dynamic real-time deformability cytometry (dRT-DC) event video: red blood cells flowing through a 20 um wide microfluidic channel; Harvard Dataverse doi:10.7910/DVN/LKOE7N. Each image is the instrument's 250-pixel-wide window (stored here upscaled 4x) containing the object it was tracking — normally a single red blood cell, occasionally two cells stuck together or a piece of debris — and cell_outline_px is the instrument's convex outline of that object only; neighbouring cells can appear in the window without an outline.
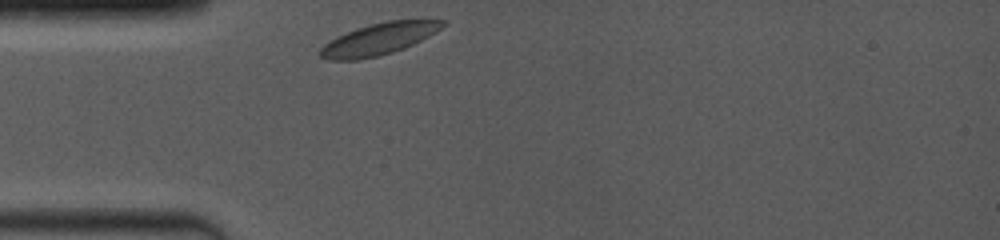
{"species": "common noctule bat (a hibernating species)", "species_latin": "Nyctalus noctula", "temperature_condition": "room temperature", "stored_images_in_passage": 39, "camera_frame_rate_fps": 4000, "um_per_image_px": 0.085, "animal": {"sex": "female", "body_mass_g": 19.0, "forearm_length_mm": 53.3}, "frame": {"image": 1, "passage_image": 1, "time_ms": 0.0, "image_size_px": [1000, 240], "cell_outline_px": [[448, 24], [436, 32], [404, 48], [392, 52], [360, 60], [328, 60], [320, 56], [320, 48], [328, 40], [336, 36], [356, 28], [388, 20], [448, 20]], "centroid_in_image_um": [32.19, 3.31], "position_along_channel_um": 52.8, "area_um2": 22.6}}
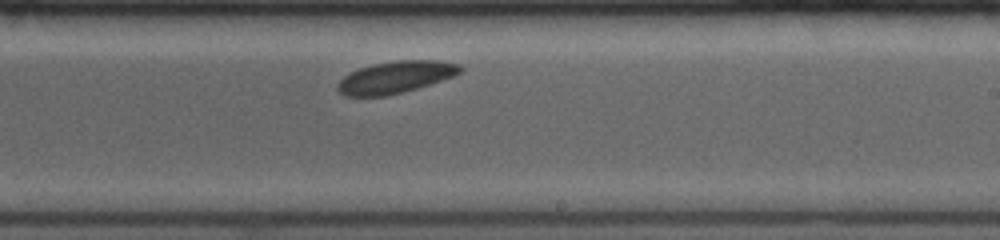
{"frame": {"image": 2, "passage_image": 23, "time_ms": 5.5, "image_size_px": [1000, 240], "cell_outline_px": [[464, 68], [460, 72], [452, 76], [416, 88], [384, 96], [344, 96], [336, 88], [340, 80], [344, 76], [360, 68], [372, 64], [396, 60], [436, 60], [460, 64]], "centroid_in_image_um": [33.6, 6.55], "position_along_channel_um": 255.4, "area_um2": 22.48}}
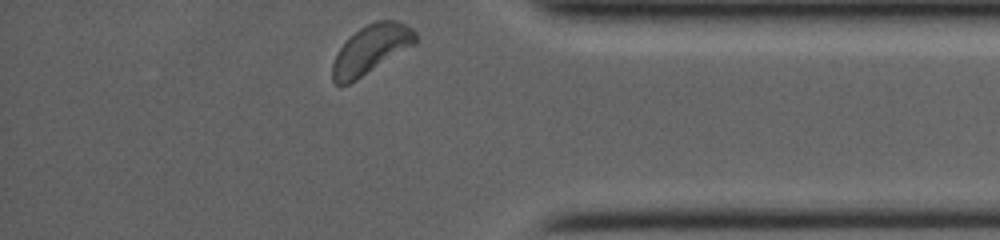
{"frame": {"image": 3, "passage_image": 39, "time_ms": 9.5, "image_size_px": [1000, 240], "cell_outline_px": [[416, 44], [356, 80], [340, 88], [332, 80], [332, 64], [340, 48], [360, 28], [376, 20], [396, 20], [412, 28], [416, 32]], "centroid_in_image_um": [31.54, 4.22], "position_along_channel_um": 403.7, "area_um2": 23.41}}